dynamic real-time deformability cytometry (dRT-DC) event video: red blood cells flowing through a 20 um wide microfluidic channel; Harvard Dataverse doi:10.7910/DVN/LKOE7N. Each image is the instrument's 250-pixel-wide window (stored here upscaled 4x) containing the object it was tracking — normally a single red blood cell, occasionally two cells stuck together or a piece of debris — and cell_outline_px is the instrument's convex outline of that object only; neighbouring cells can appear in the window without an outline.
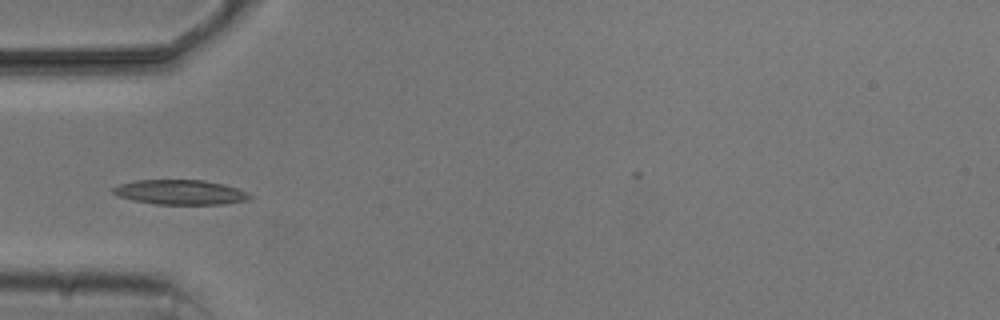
{"species": "common noctule bat (a hibernating species)", "species_latin": "Nyctalus noctula", "temperature_condition": "cold", "stored_images_in_passage": 10, "camera_frame_rate_fps": 3000, "um_per_image_px": 0.085, "animal": {"sex": "male", "body_mass_g": 20.5, "forearm_length_mm": 52.5}, "frame": {"image": 1, "passage_image": 1, "time_ms": 0.0, "image_size_px": [1000, 320], "cell_outline_px": [[252, 196], [248, 200], [224, 204], [156, 204], [132, 200], [116, 196], [112, 192], [112, 188], [120, 184], [136, 180], [204, 180], [224, 184], [248, 192]], "centroid_in_image_um": [15.31, 16.34], "position_along_channel_um": 69.7, "area_um2": 19.77}}
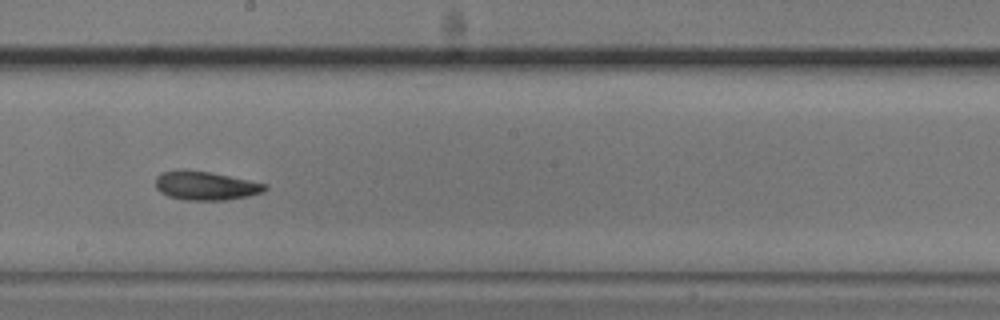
{"frame": {"image": 2, "passage_image": 5, "time_ms": 4.333, "image_size_px": [1000, 320], "cell_outline_px": [[268, 188], [264, 192], [248, 196], [224, 200], [184, 200], [168, 196], [160, 192], [156, 188], [156, 176], [160, 172], [184, 168], [208, 172], [268, 184]], "centroid_in_image_um": [17.45, 15.77], "position_along_channel_um": 230.8, "area_um2": 18.5}}
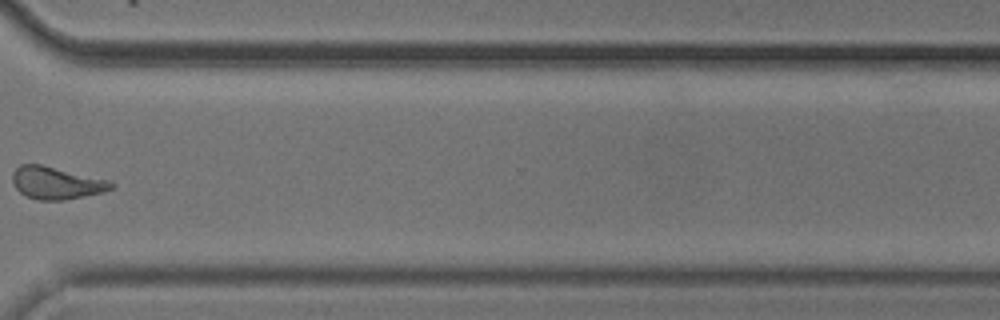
{"frame": {"image": 3, "passage_image": 8, "time_ms": 8.0, "image_size_px": [1000, 320], "cell_outline_px": [[116, 184], [112, 188], [104, 192], [64, 200], [36, 200], [20, 192], [12, 184], [12, 172], [20, 164], [40, 164], [112, 180]], "centroid_in_image_um": [4.81, 15.54], "position_along_channel_um": 365.8, "area_um2": 18.84}, "authors_computed_cell_mechanics": {"area_um2": 18.1781, "velocity_mm_per_s": 3.6902, "shape_relaxation_time_tau1_ms": 3.0317, "shape_relaxation_time_tau2_ms": null, "deformation_change_tau1": 0.0971, "deformation_change_tau2": null}}